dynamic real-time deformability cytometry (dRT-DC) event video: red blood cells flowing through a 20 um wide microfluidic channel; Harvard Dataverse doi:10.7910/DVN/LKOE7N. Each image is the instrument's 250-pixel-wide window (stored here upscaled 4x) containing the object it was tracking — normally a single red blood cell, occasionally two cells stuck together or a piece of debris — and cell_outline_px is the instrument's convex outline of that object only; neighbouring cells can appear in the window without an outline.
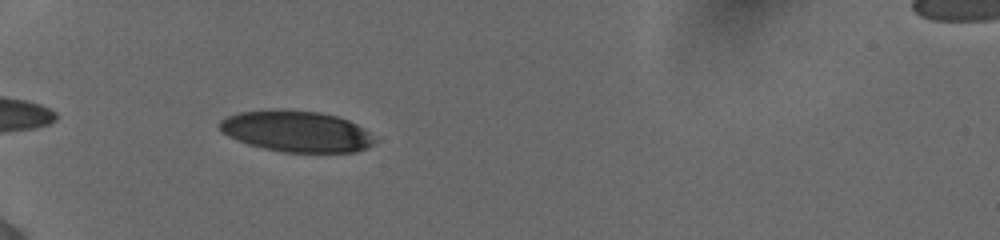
{"species": "human", "species_latin": "Homo sapiens", "temperature_condition": "cold", "stored_images_in_passage": 33, "camera_frame_rate_fps": 3000, "um_per_image_px": 0.085, "donor": {"sex": "female"}, "frame": {"image": 1, "passage_image": 1, "time_ms": 0.0, "image_size_px": [1000, 240], "cell_outline_px": [[376, 140], [368, 148], [356, 152], [284, 152], [264, 148], [248, 144], [236, 140], [228, 136], [220, 128], [220, 120], [228, 116], [240, 112], [320, 112], [336, 116], [348, 120], [356, 124], [368, 132]], "centroid_in_image_um": [25.24, 11.21], "position_along_channel_um": 59.8, "area_um2": 36.01}}
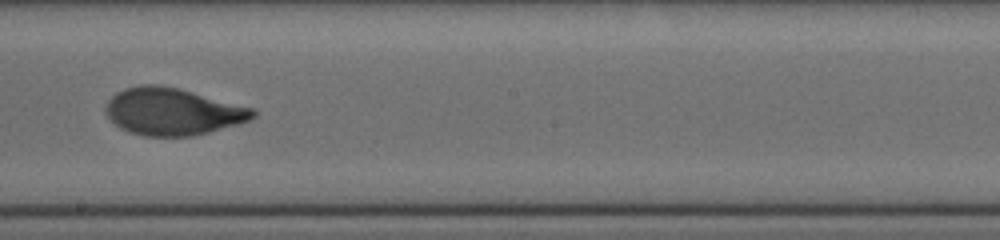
{"frame": {"image": 2, "passage_image": 16, "time_ms": 5.0, "image_size_px": [1000, 240], "cell_outline_px": [[256, 116], [248, 120], [236, 124], [208, 132], [192, 136], [144, 136], [128, 132], [120, 128], [104, 112], [104, 108], [108, 100], [116, 92], [124, 88], [140, 84], [160, 84], [180, 88], [256, 108]], "centroid_in_image_um": [14.66, 9.46], "position_along_channel_um": 233.5, "area_um2": 40.75}}
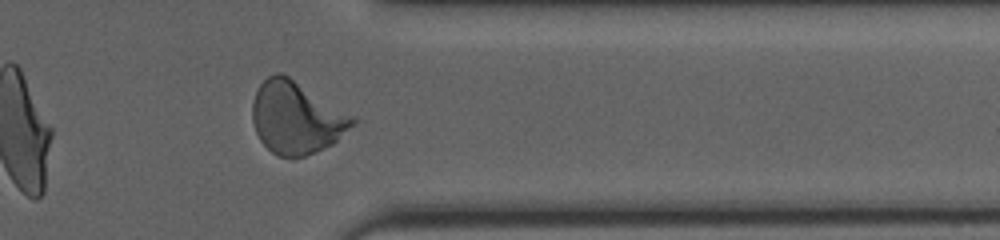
{"frame": {"image": 3, "passage_image": 28, "time_ms": 9.0, "image_size_px": [1000, 240], "cell_outline_px": [[356, 124], [332, 144], [316, 152], [292, 160], [276, 156], [260, 140], [256, 132], [252, 120], [252, 104], [256, 92], [260, 84], [268, 76], [276, 72], [280, 72], [288, 76], [356, 116]], "centroid_in_image_um": [25.2, 10.03], "position_along_channel_um": 386.2, "area_um2": 42.54}, "authors_computed_cell_mechanics": {"area_um2": 39.9398, "velocity_mm_per_s": 3.8732, "shape_relaxation_time_tau1_ms": 4.4768, "shape_relaxation_time_tau2_ms": null, "deformation_change_tau1": 0.193, "deformation_change_tau2": null}}